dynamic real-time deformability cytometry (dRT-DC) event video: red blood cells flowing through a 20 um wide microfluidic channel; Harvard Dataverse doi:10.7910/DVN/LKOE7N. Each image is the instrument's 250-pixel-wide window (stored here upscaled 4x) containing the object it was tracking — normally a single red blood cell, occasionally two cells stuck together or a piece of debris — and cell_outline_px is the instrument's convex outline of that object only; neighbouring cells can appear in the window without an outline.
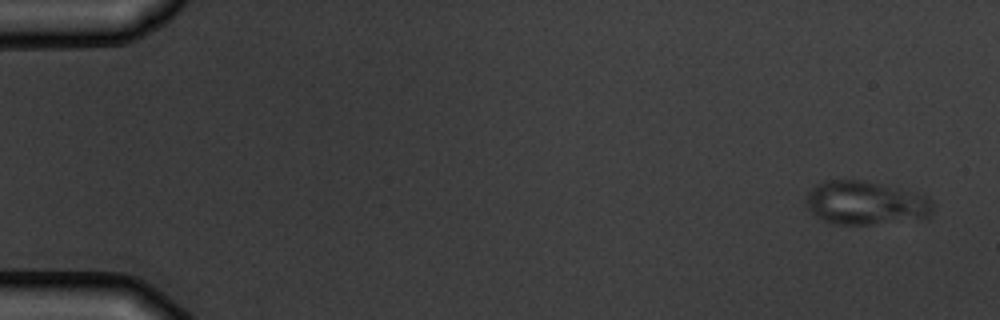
{"species": "common noctule bat (a hibernating species)", "species_latin": "Nyctalus noctula", "temperature_condition": "warm", "stored_images_in_passage": 6, "segment_of_instrument_passage": [1, 2], "camera_frame_rate_fps": 3000, "um_per_image_px": 0.085, "animal": {"sex": "male", "body_mass_g": 19.5, "forearm_length_mm": 54.6}, "frame": {"image": 1, "passage_image": 1, "time_ms": 0.0, "image_size_px": [1000, 320], "cell_outline_px": [[932, 212], [928, 216], [872, 224], [832, 224], [816, 216], [808, 208], [808, 192], [816, 184], [824, 180], [868, 180], [924, 192], [932, 200]], "centroid_in_image_um": [73.62, 17.2], "position_along_channel_um": 11.4, "area_um2": 32.43}}
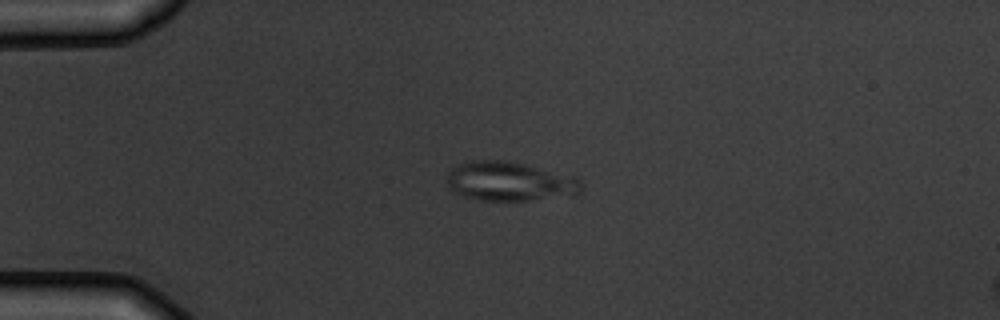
{"frame": {"image": 2, "passage_image": 4, "time_ms": 3.667, "image_size_px": [1000, 320], "cell_outline_px": [[584, 184], [580, 192], [576, 196], [528, 200], [480, 200], [464, 196], [452, 192], [448, 184], [448, 172], [456, 164], [472, 160], [508, 160], [576, 176]], "centroid_in_image_um": [43.37, 15.41], "position_along_channel_um": 41.6, "area_um2": 31.21}}